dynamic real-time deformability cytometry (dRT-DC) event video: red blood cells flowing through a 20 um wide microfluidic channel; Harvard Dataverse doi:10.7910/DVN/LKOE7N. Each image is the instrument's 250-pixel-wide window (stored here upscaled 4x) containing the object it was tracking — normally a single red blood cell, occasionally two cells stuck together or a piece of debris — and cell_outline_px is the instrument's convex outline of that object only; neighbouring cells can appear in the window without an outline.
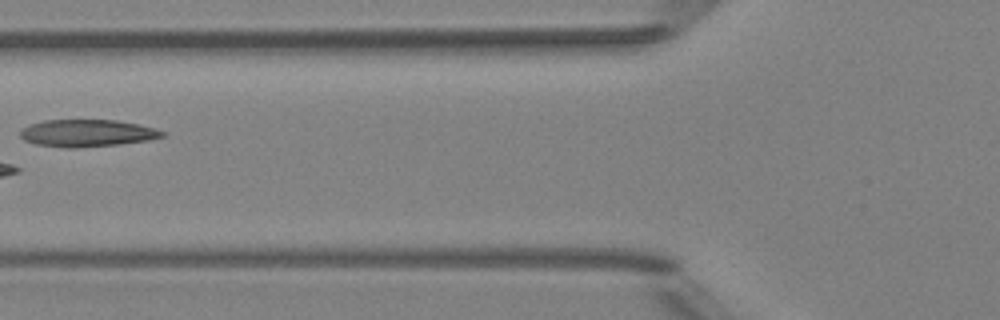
{"species": "Egyptian fruit bat (a non-hibernating species)", "species_latin": "Rousettus aegyptiacus", "temperature_condition": "room temperature", "stored_images_in_passage": 6, "camera_frame_rate_fps": 3000, "um_per_image_px": 0.085, "animal": {"sex": "female"}, "frame": {"image": 1, "passage_image": 5, "time_ms": 1.333, "image_size_px": [1000, 320], "cell_outline_px": [[164, 136], [148, 140], [120, 144], [76, 148], [68, 148], [36, 144], [24, 140], [20, 136], [20, 132], [24, 128], [32, 124], [44, 120], [116, 120], [140, 124], [156, 128], [164, 132]], "centroid_in_image_um": [7.43, 11.31], "position_along_channel_um": 118.4, "area_um2": 22.43}}
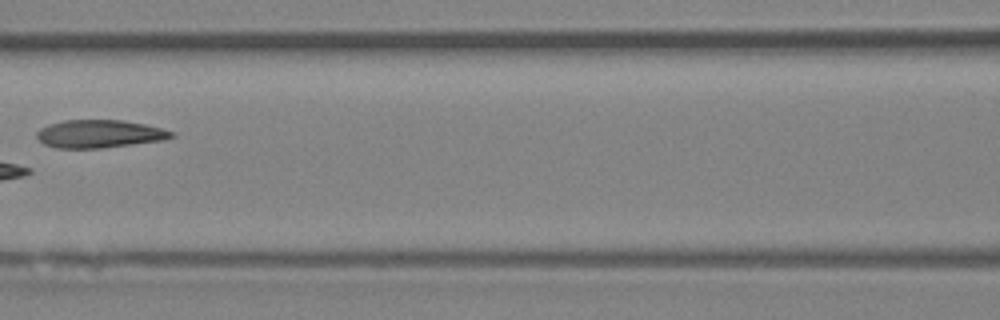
{"frame": {"image": 2, "passage_image": 6, "time_ms": 1.667, "image_size_px": [1000, 320], "cell_outline_px": [[176, 136], [164, 140], [100, 148], [56, 148], [44, 144], [36, 136], [36, 132], [40, 128], [48, 124], [64, 120], [124, 120], [144, 124], [176, 132]], "centroid_in_image_um": [8.46, 11.37], "position_along_channel_um": 158.1, "area_um2": 21.96}}